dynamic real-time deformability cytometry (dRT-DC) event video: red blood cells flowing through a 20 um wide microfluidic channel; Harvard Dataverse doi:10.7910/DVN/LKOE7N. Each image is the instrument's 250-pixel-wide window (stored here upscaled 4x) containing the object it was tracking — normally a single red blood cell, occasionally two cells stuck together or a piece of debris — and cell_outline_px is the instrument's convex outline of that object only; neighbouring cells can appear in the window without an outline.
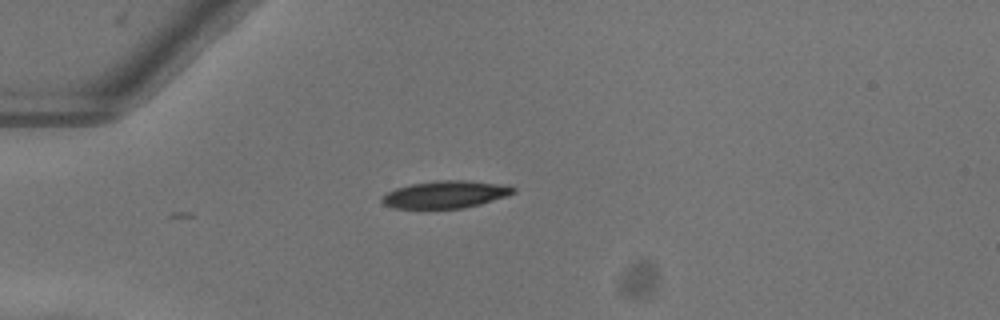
{"species": "common noctule bat (a hibernating species)", "species_latin": "Nyctalus noctula", "temperature_condition": "warm", "stored_images_in_passage": 12, "camera_frame_rate_fps": 3000, "um_per_image_px": 0.085, "animal": {"sex": "female"}, "frame": {"image": 1, "passage_image": 1, "time_ms": 0.0, "image_size_px": [1000, 320], "cell_outline_px": [[516, 192], [508, 196], [480, 204], [464, 208], [392, 208], [384, 204], [380, 200], [388, 192], [396, 188], [412, 184], [436, 180], [468, 180], [508, 184], [516, 188]], "centroid_in_image_um": [37.94, 16.51], "position_along_channel_um": 47.1, "area_um2": 21.1}}
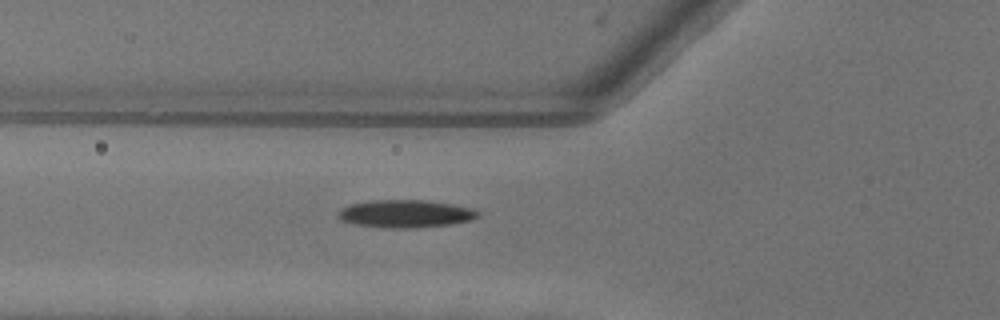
{"frame": {"image": 2, "passage_image": 6, "time_ms": 1.667, "image_size_px": [1000, 320], "cell_outline_px": [[480, 216], [472, 220], [452, 224], [408, 228], [392, 228], [356, 224], [344, 220], [336, 216], [336, 212], [340, 208], [352, 204], [368, 200], [428, 200], [452, 204], [472, 208], [480, 212]], "centroid_in_image_um": [34.49, 18.15], "position_along_channel_um": 91.3, "area_um2": 22.6}}
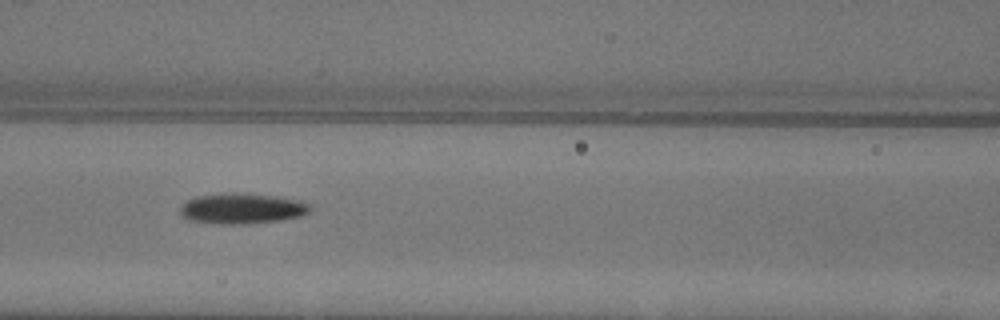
{"frame": {"image": 3, "passage_image": 10, "time_ms": 3.0, "image_size_px": [1000, 320], "cell_outline_px": [[312, 208], [304, 216], [280, 220], [228, 224], [188, 220], [180, 216], [180, 204], [196, 196], [220, 192], [232, 192], [276, 196], [300, 200], [312, 204]], "centroid_in_image_um": [20.56, 17.69], "position_along_channel_um": 146.0, "area_um2": 23.29}}